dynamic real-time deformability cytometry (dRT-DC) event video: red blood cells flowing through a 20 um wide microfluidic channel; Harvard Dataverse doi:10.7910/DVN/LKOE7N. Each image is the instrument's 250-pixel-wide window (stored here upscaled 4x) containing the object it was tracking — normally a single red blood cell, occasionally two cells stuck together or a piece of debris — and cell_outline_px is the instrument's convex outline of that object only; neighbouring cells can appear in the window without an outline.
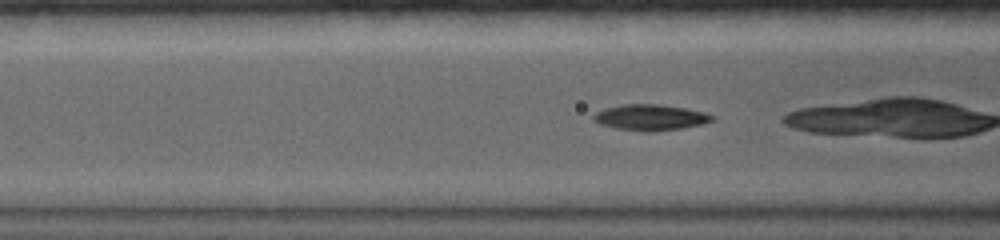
{"species": "common noctule bat (a hibernating species)", "species_latin": "Nyctalus noctula", "temperature_condition": "warm", "stored_images_in_passage": 35, "camera_frame_rate_fps": 5000, "um_per_image_px": 0.085, "animal": {"sex": "female", "body_mass_g": 19.0, "forearm_length_mm": 56.7}, "frame": {"image": 1, "passage_image": 6, "time_ms": 1.2, "image_size_px": [1000, 240], "cell_outline_px": [[716, 116], [712, 120], [704, 124], [680, 128], [652, 132], [644, 132], [616, 128], [600, 124], [592, 120], [592, 116], [596, 112], [604, 108], [624, 104], [660, 104], [684, 108], [704, 112]], "centroid_in_image_um": [55.26, 9.98], "position_along_channel_um": 111.3, "area_um2": 17.98}}